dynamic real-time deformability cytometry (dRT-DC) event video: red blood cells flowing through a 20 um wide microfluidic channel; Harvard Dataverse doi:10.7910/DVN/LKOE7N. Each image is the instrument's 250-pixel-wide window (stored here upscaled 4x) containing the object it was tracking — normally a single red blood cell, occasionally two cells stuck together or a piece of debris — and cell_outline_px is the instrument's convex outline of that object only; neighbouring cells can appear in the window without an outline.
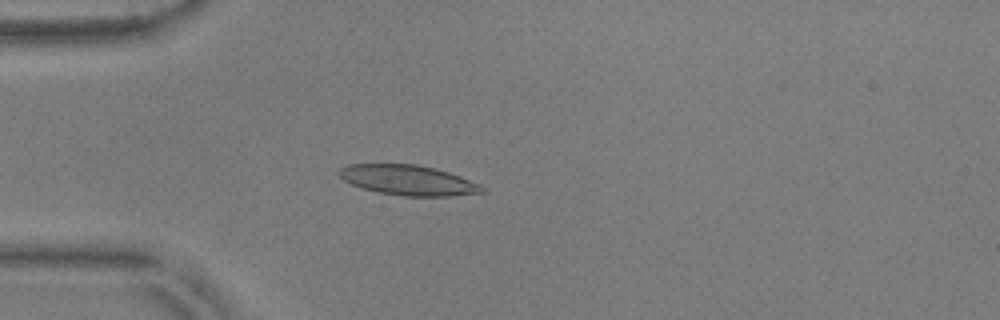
{"species": "common noctule bat (a hibernating species)", "species_latin": "Nyctalus noctula", "temperature_condition": "warm", "stored_images_in_passage": 53, "camera_frame_rate_fps": 3000, "um_per_image_px": 0.085, "animal": {"sex": "male", "body_mass_g": 17.9, "forearm_length_mm": 54.2}, "frame": {"image": 1, "passage_image": 15, "time_ms": 4.667, "image_size_px": [1000, 320], "cell_outline_px": [[488, 192], [452, 196], [404, 196], [380, 192], [364, 188], [352, 184], [344, 180], [336, 172], [340, 168], [348, 164], [416, 164], [448, 172], [460, 176], [480, 184], [488, 188]], "centroid_in_image_um": [34.75, 15.32], "position_along_channel_um": 50.3, "area_um2": 25.09}}
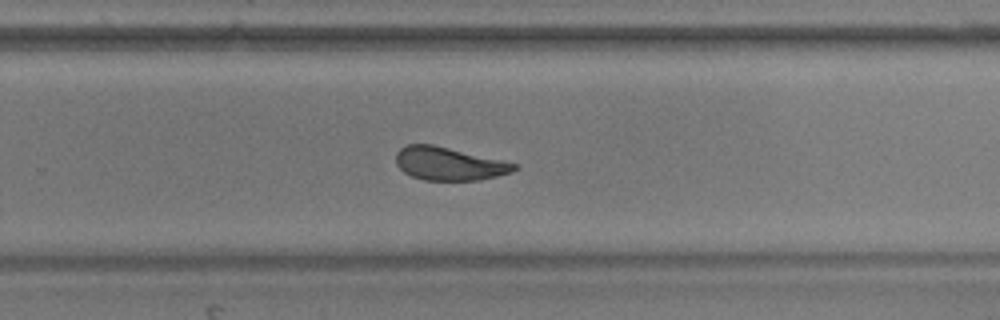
{"frame": {"image": 2, "passage_image": 35, "time_ms": 11.333, "image_size_px": [1000, 320], "cell_outline_px": [[520, 168], [512, 172], [480, 180], [424, 180], [412, 176], [404, 172], [396, 164], [396, 152], [400, 148], [408, 144], [432, 144], [504, 160], [520, 164]], "centroid_in_image_um": [38.21, 13.91], "position_along_channel_um": 291.6, "area_um2": 23.0}}
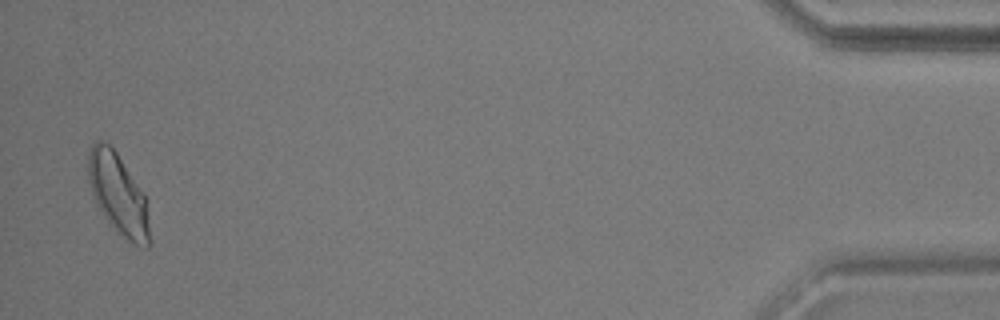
{"frame": {"image": 3, "passage_image": 52, "time_ms": 17.0, "image_size_px": [1000, 320], "cell_outline_px": [[148, 248], [144, 248], [128, 240], [112, 228], [96, 204], [92, 196], [88, 180], [88, 148], [96, 140], [104, 140], [116, 152], [144, 192], [148, 224]], "centroid_in_image_um": [9.99, 16.46], "position_along_channel_um": 425.2, "area_um2": 28.73}, "authors_computed_cell_mechanics": {"area_um2": 24.565, "velocity_mm_per_s": 3.797, "shape_relaxation_time_tau1_ms": 5.5501, "shape_relaxation_time_tau2_ms": 1.5057, "deformation_change_tau1": 0.1626, "deformation_change_tau2": 0.0864}}